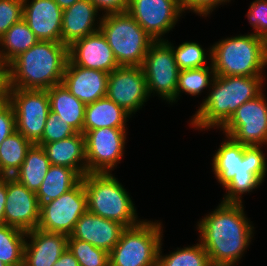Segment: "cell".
<instances>
[{"label":"cell","instance_id":"2","mask_svg":"<svg viewBox=\"0 0 267 266\" xmlns=\"http://www.w3.org/2000/svg\"><path fill=\"white\" fill-rule=\"evenodd\" d=\"M213 156L212 171L226 189L222 202H242V194L257 189L267 172L262 146H245L225 136Z\"/></svg>","mask_w":267,"mask_h":266},{"label":"cell","instance_id":"23","mask_svg":"<svg viewBox=\"0 0 267 266\" xmlns=\"http://www.w3.org/2000/svg\"><path fill=\"white\" fill-rule=\"evenodd\" d=\"M44 148L51 165L74 169L82 178L87 174L85 156V136L77 133L73 136L50 143H37Z\"/></svg>","mask_w":267,"mask_h":266},{"label":"cell","instance_id":"42","mask_svg":"<svg viewBox=\"0 0 267 266\" xmlns=\"http://www.w3.org/2000/svg\"><path fill=\"white\" fill-rule=\"evenodd\" d=\"M53 266H80L78 260L67 248Z\"/></svg>","mask_w":267,"mask_h":266},{"label":"cell","instance_id":"3","mask_svg":"<svg viewBox=\"0 0 267 266\" xmlns=\"http://www.w3.org/2000/svg\"><path fill=\"white\" fill-rule=\"evenodd\" d=\"M68 47L62 42L39 40L5 69V88L47 90L62 83Z\"/></svg>","mask_w":267,"mask_h":266},{"label":"cell","instance_id":"11","mask_svg":"<svg viewBox=\"0 0 267 266\" xmlns=\"http://www.w3.org/2000/svg\"><path fill=\"white\" fill-rule=\"evenodd\" d=\"M220 130L245 146L267 145V99L263 91L243 103Z\"/></svg>","mask_w":267,"mask_h":266},{"label":"cell","instance_id":"45","mask_svg":"<svg viewBox=\"0 0 267 266\" xmlns=\"http://www.w3.org/2000/svg\"><path fill=\"white\" fill-rule=\"evenodd\" d=\"M0 266H8V265L0 261Z\"/></svg>","mask_w":267,"mask_h":266},{"label":"cell","instance_id":"41","mask_svg":"<svg viewBox=\"0 0 267 266\" xmlns=\"http://www.w3.org/2000/svg\"><path fill=\"white\" fill-rule=\"evenodd\" d=\"M7 195V176L0 177V225H4V208Z\"/></svg>","mask_w":267,"mask_h":266},{"label":"cell","instance_id":"43","mask_svg":"<svg viewBox=\"0 0 267 266\" xmlns=\"http://www.w3.org/2000/svg\"><path fill=\"white\" fill-rule=\"evenodd\" d=\"M5 96L4 68L0 65V100Z\"/></svg>","mask_w":267,"mask_h":266},{"label":"cell","instance_id":"24","mask_svg":"<svg viewBox=\"0 0 267 266\" xmlns=\"http://www.w3.org/2000/svg\"><path fill=\"white\" fill-rule=\"evenodd\" d=\"M131 115L107 97L86 104L83 134L99 128H127Z\"/></svg>","mask_w":267,"mask_h":266},{"label":"cell","instance_id":"6","mask_svg":"<svg viewBox=\"0 0 267 266\" xmlns=\"http://www.w3.org/2000/svg\"><path fill=\"white\" fill-rule=\"evenodd\" d=\"M81 180L86 191L89 212L117 221L125 227L141 222L130 195L113 174L87 173Z\"/></svg>","mask_w":267,"mask_h":266},{"label":"cell","instance_id":"28","mask_svg":"<svg viewBox=\"0 0 267 266\" xmlns=\"http://www.w3.org/2000/svg\"><path fill=\"white\" fill-rule=\"evenodd\" d=\"M51 163L44 148L33 144L27 152L20 169L13 176L28 190L37 192L49 170Z\"/></svg>","mask_w":267,"mask_h":266},{"label":"cell","instance_id":"15","mask_svg":"<svg viewBox=\"0 0 267 266\" xmlns=\"http://www.w3.org/2000/svg\"><path fill=\"white\" fill-rule=\"evenodd\" d=\"M106 97L122 107L131 116L150 97L141 66H118L109 73Z\"/></svg>","mask_w":267,"mask_h":266},{"label":"cell","instance_id":"20","mask_svg":"<svg viewBox=\"0 0 267 266\" xmlns=\"http://www.w3.org/2000/svg\"><path fill=\"white\" fill-rule=\"evenodd\" d=\"M126 227L121 223L97 216L88 210L79 218L68 238L86 241L108 253L118 243Z\"/></svg>","mask_w":267,"mask_h":266},{"label":"cell","instance_id":"8","mask_svg":"<svg viewBox=\"0 0 267 266\" xmlns=\"http://www.w3.org/2000/svg\"><path fill=\"white\" fill-rule=\"evenodd\" d=\"M162 232L161 222L146 219L126 227L109 253L110 266H157Z\"/></svg>","mask_w":267,"mask_h":266},{"label":"cell","instance_id":"37","mask_svg":"<svg viewBox=\"0 0 267 266\" xmlns=\"http://www.w3.org/2000/svg\"><path fill=\"white\" fill-rule=\"evenodd\" d=\"M249 24L253 27L256 36L267 41V0H255L247 12Z\"/></svg>","mask_w":267,"mask_h":266},{"label":"cell","instance_id":"32","mask_svg":"<svg viewBox=\"0 0 267 266\" xmlns=\"http://www.w3.org/2000/svg\"><path fill=\"white\" fill-rule=\"evenodd\" d=\"M162 242L159 249L157 266H212L209 256L199 241L195 246L177 248L168 255L162 254Z\"/></svg>","mask_w":267,"mask_h":266},{"label":"cell","instance_id":"10","mask_svg":"<svg viewBox=\"0 0 267 266\" xmlns=\"http://www.w3.org/2000/svg\"><path fill=\"white\" fill-rule=\"evenodd\" d=\"M141 67L149 95L156 93L169 104L175 103L180 70L175 62L171 41L155 40L148 49Z\"/></svg>","mask_w":267,"mask_h":266},{"label":"cell","instance_id":"33","mask_svg":"<svg viewBox=\"0 0 267 266\" xmlns=\"http://www.w3.org/2000/svg\"><path fill=\"white\" fill-rule=\"evenodd\" d=\"M68 249L80 266H110L109 253L86 241L68 238Z\"/></svg>","mask_w":267,"mask_h":266},{"label":"cell","instance_id":"22","mask_svg":"<svg viewBox=\"0 0 267 266\" xmlns=\"http://www.w3.org/2000/svg\"><path fill=\"white\" fill-rule=\"evenodd\" d=\"M97 13L99 12L96 6L90 0L76 1L71 7L64 9L61 42L69 47L76 40L99 31L101 17H98V21Z\"/></svg>","mask_w":267,"mask_h":266},{"label":"cell","instance_id":"17","mask_svg":"<svg viewBox=\"0 0 267 266\" xmlns=\"http://www.w3.org/2000/svg\"><path fill=\"white\" fill-rule=\"evenodd\" d=\"M68 58L77 66L107 73H111L120 66L100 30L70 45Z\"/></svg>","mask_w":267,"mask_h":266},{"label":"cell","instance_id":"39","mask_svg":"<svg viewBox=\"0 0 267 266\" xmlns=\"http://www.w3.org/2000/svg\"><path fill=\"white\" fill-rule=\"evenodd\" d=\"M183 12L192 11L200 16L207 17L213 9L231 0H180Z\"/></svg>","mask_w":267,"mask_h":266},{"label":"cell","instance_id":"5","mask_svg":"<svg viewBox=\"0 0 267 266\" xmlns=\"http://www.w3.org/2000/svg\"><path fill=\"white\" fill-rule=\"evenodd\" d=\"M216 76H263L267 41L254 33L227 37L209 49Z\"/></svg>","mask_w":267,"mask_h":266},{"label":"cell","instance_id":"13","mask_svg":"<svg viewBox=\"0 0 267 266\" xmlns=\"http://www.w3.org/2000/svg\"><path fill=\"white\" fill-rule=\"evenodd\" d=\"M87 210V195L81 180L68 192L40 209L38 228L70 236L76 222Z\"/></svg>","mask_w":267,"mask_h":266},{"label":"cell","instance_id":"18","mask_svg":"<svg viewBox=\"0 0 267 266\" xmlns=\"http://www.w3.org/2000/svg\"><path fill=\"white\" fill-rule=\"evenodd\" d=\"M62 14L54 0H23V19L39 40L61 42Z\"/></svg>","mask_w":267,"mask_h":266},{"label":"cell","instance_id":"31","mask_svg":"<svg viewBox=\"0 0 267 266\" xmlns=\"http://www.w3.org/2000/svg\"><path fill=\"white\" fill-rule=\"evenodd\" d=\"M215 76L212 63L210 66L181 70L178 75L176 102L181 92L192 96L199 95L205 88L211 86Z\"/></svg>","mask_w":267,"mask_h":266},{"label":"cell","instance_id":"21","mask_svg":"<svg viewBox=\"0 0 267 266\" xmlns=\"http://www.w3.org/2000/svg\"><path fill=\"white\" fill-rule=\"evenodd\" d=\"M67 248L65 234L39 228L26 232L23 266H53Z\"/></svg>","mask_w":267,"mask_h":266},{"label":"cell","instance_id":"35","mask_svg":"<svg viewBox=\"0 0 267 266\" xmlns=\"http://www.w3.org/2000/svg\"><path fill=\"white\" fill-rule=\"evenodd\" d=\"M77 133L69 124L64 123L58 114L50 111L45 123L42 139L38 143L59 141Z\"/></svg>","mask_w":267,"mask_h":266},{"label":"cell","instance_id":"19","mask_svg":"<svg viewBox=\"0 0 267 266\" xmlns=\"http://www.w3.org/2000/svg\"><path fill=\"white\" fill-rule=\"evenodd\" d=\"M109 73L84 68L67 60L62 83L84 104L106 97Z\"/></svg>","mask_w":267,"mask_h":266},{"label":"cell","instance_id":"25","mask_svg":"<svg viewBox=\"0 0 267 266\" xmlns=\"http://www.w3.org/2000/svg\"><path fill=\"white\" fill-rule=\"evenodd\" d=\"M50 111L58 114L64 123L83 133L86 104L77 99L63 83L47 89Z\"/></svg>","mask_w":267,"mask_h":266},{"label":"cell","instance_id":"12","mask_svg":"<svg viewBox=\"0 0 267 266\" xmlns=\"http://www.w3.org/2000/svg\"><path fill=\"white\" fill-rule=\"evenodd\" d=\"M126 128H99L87 131L85 156L87 173H110L120 163L126 144Z\"/></svg>","mask_w":267,"mask_h":266},{"label":"cell","instance_id":"40","mask_svg":"<svg viewBox=\"0 0 267 266\" xmlns=\"http://www.w3.org/2000/svg\"><path fill=\"white\" fill-rule=\"evenodd\" d=\"M98 11L105 14L126 12L129 0H90Z\"/></svg>","mask_w":267,"mask_h":266},{"label":"cell","instance_id":"16","mask_svg":"<svg viewBox=\"0 0 267 266\" xmlns=\"http://www.w3.org/2000/svg\"><path fill=\"white\" fill-rule=\"evenodd\" d=\"M40 209L36 193L13 176H7L4 224L24 232L38 228Z\"/></svg>","mask_w":267,"mask_h":266},{"label":"cell","instance_id":"44","mask_svg":"<svg viewBox=\"0 0 267 266\" xmlns=\"http://www.w3.org/2000/svg\"><path fill=\"white\" fill-rule=\"evenodd\" d=\"M62 10L71 7L76 1L79 0H54Z\"/></svg>","mask_w":267,"mask_h":266},{"label":"cell","instance_id":"34","mask_svg":"<svg viewBox=\"0 0 267 266\" xmlns=\"http://www.w3.org/2000/svg\"><path fill=\"white\" fill-rule=\"evenodd\" d=\"M175 62L179 70L201 68L206 65L207 54L204 48L196 42H183L178 47L173 46Z\"/></svg>","mask_w":267,"mask_h":266},{"label":"cell","instance_id":"7","mask_svg":"<svg viewBox=\"0 0 267 266\" xmlns=\"http://www.w3.org/2000/svg\"><path fill=\"white\" fill-rule=\"evenodd\" d=\"M120 66H142L155 41L126 11L101 16L100 29Z\"/></svg>","mask_w":267,"mask_h":266},{"label":"cell","instance_id":"29","mask_svg":"<svg viewBox=\"0 0 267 266\" xmlns=\"http://www.w3.org/2000/svg\"><path fill=\"white\" fill-rule=\"evenodd\" d=\"M32 145L17 131L8 136L0 145V176H14Z\"/></svg>","mask_w":267,"mask_h":266},{"label":"cell","instance_id":"4","mask_svg":"<svg viewBox=\"0 0 267 266\" xmlns=\"http://www.w3.org/2000/svg\"><path fill=\"white\" fill-rule=\"evenodd\" d=\"M264 80V76H215L209 87L211 92L203 99L190 125L201 131L221 128L243 103L263 91Z\"/></svg>","mask_w":267,"mask_h":266},{"label":"cell","instance_id":"1","mask_svg":"<svg viewBox=\"0 0 267 266\" xmlns=\"http://www.w3.org/2000/svg\"><path fill=\"white\" fill-rule=\"evenodd\" d=\"M243 202H222L198 221L200 239L212 266H235L247 250L254 227Z\"/></svg>","mask_w":267,"mask_h":266},{"label":"cell","instance_id":"14","mask_svg":"<svg viewBox=\"0 0 267 266\" xmlns=\"http://www.w3.org/2000/svg\"><path fill=\"white\" fill-rule=\"evenodd\" d=\"M127 12L155 40H164L182 16L180 0H129Z\"/></svg>","mask_w":267,"mask_h":266},{"label":"cell","instance_id":"26","mask_svg":"<svg viewBox=\"0 0 267 266\" xmlns=\"http://www.w3.org/2000/svg\"><path fill=\"white\" fill-rule=\"evenodd\" d=\"M81 179L82 177L72 168L51 165L39 190L36 192L39 209L68 192Z\"/></svg>","mask_w":267,"mask_h":266},{"label":"cell","instance_id":"27","mask_svg":"<svg viewBox=\"0 0 267 266\" xmlns=\"http://www.w3.org/2000/svg\"><path fill=\"white\" fill-rule=\"evenodd\" d=\"M39 39L22 18L0 38V65L5 69L17 56L34 46Z\"/></svg>","mask_w":267,"mask_h":266},{"label":"cell","instance_id":"38","mask_svg":"<svg viewBox=\"0 0 267 266\" xmlns=\"http://www.w3.org/2000/svg\"><path fill=\"white\" fill-rule=\"evenodd\" d=\"M16 131V116L12 104L4 96L0 100V145Z\"/></svg>","mask_w":267,"mask_h":266},{"label":"cell","instance_id":"9","mask_svg":"<svg viewBox=\"0 0 267 266\" xmlns=\"http://www.w3.org/2000/svg\"><path fill=\"white\" fill-rule=\"evenodd\" d=\"M5 97L15 111L16 131L37 144L50 112L47 90L5 88Z\"/></svg>","mask_w":267,"mask_h":266},{"label":"cell","instance_id":"30","mask_svg":"<svg viewBox=\"0 0 267 266\" xmlns=\"http://www.w3.org/2000/svg\"><path fill=\"white\" fill-rule=\"evenodd\" d=\"M26 232L0 225V261L8 266H23Z\"/></svg>","mask_w":267,"mask_h":266},{"label":"cell","instance_id":"36","mask_svg":"<svg viewBox=\"0 0 267 266\" xmlns=\"http://www.w3.org/2000/svg\"><path fill=\"white\" fill-rule=\"evenodd\" d=\"M23 18V0H0V38Z\"/></svg>","mask_w":267,"mask_h":266}]
</instances>
